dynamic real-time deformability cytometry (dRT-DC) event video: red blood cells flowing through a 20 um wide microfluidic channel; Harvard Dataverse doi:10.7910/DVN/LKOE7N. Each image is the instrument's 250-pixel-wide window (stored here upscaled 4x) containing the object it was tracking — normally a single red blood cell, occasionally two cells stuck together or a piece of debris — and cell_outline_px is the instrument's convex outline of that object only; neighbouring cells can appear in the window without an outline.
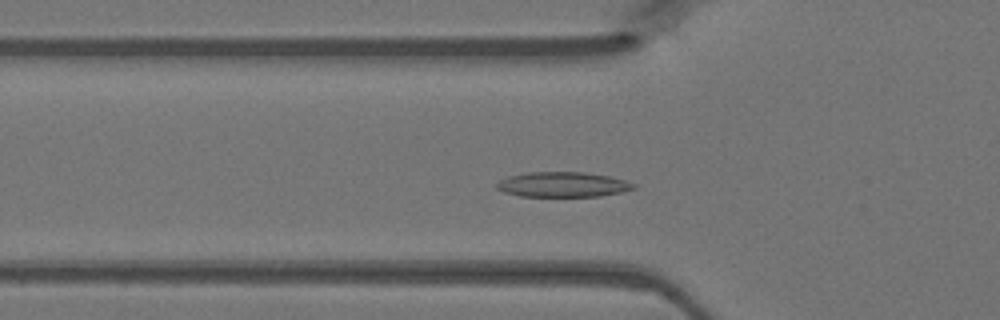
{"species": "Egyptian fruit bat (a non-hibernating species)", "species_latin": "Rousettus aegyptiacus", "temperature_condition": "warm", "stored_images_in_passage": 43, "camera_frame_rate_fps": 3000, "um_per_image_px": 0.085, "animal": {"sex": "female"}, "frame": {"image": 1, "passage_image": 12, "time_ms": 3.667, "image_size_px": [1000, 320], "cell_outline_px": [[636, 188], [620, 192], [600, 196], [520, 196], [504, 192], [496, 188], [496, 184], [500, 180], [508, 176], [528, 172], [584, 172], [612, 176], [636, 184]], "centroid_in_image_um": [47.84, 15.68], "position_along_channel_um": 78.0, "area_um2": 20.0}}
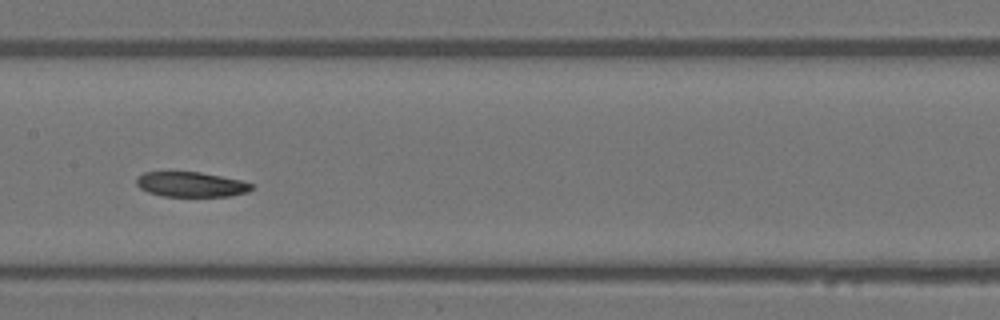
{"frame": {"image": 2, "passage_image": 20, "time_ms": 6.333, "image_size_px": [1000, 320], "cell_outline_px": [[252, 188], [248, 192], [232, 196], [160, 196], [148, 192], [140, 188], [136, 184], [136, 176], [144, 172], [200, 172], [240, 180], [252, 184]], "centroid_in_image_um": [16.2, 15.68], "position_along_channel_um": 191.2, "area_um2": 16.76}}
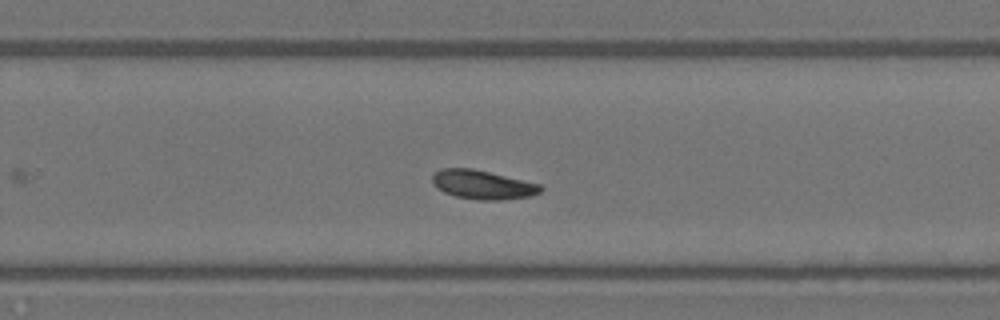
{"frame": {"image": 3, "passage_image": 27, "time_ms": 8.667, "image_size_px": [1000, 320], "cell_outline_px": [[544, 188], [540, 192], [532, 196], [504, 200], [476, 200], [456, 196], [444, 192], [436, 188], [432, 184], [432, 176], [440, 168], [472, 168], [540, 184]], "centroid_in_image_um": [41.02, 15.71], "position_along_channel_um": 288.8, "area_um2": 18.38}}